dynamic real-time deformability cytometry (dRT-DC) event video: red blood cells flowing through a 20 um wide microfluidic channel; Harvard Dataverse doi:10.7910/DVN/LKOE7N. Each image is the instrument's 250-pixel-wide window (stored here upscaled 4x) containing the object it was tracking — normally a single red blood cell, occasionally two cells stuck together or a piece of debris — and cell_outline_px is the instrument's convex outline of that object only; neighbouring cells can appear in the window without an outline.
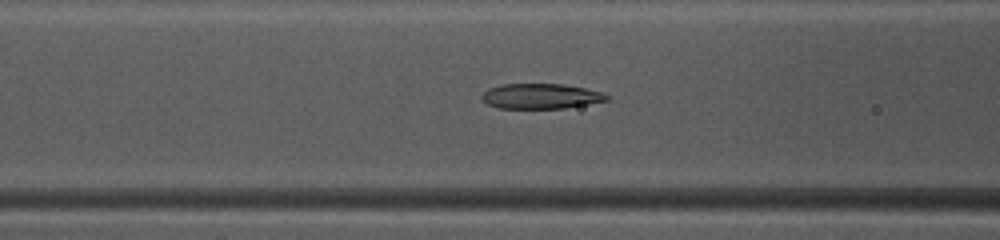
{"species": "common noctule bat (a hibernating species)", "species_latin": "Nyctalus noctula", "temperature_condition": "warm", "stored_images_in_passage": 45, "camera_frame_rate_fps": 3000, "um_per_image_px": 0.085, "animal": {"sex": "female", "body_mass_g": 10.0, "forearm_length_mm": 53.1}, "frame": {"image": 1, "passage_image": 17, "time_ms": 5.333, "image_size_px": [1000, 240], "cell_outline_px": [[608, 100], [564, 108], [500, 108], [488, 104], [480, 96], [488, 88], [500, 84], [564, 84], [584, 88], [600, 92], [608, 96]], "centroid_in_image_um": [45.93, 8.17], "position_along_channel_um": 120.7, "area_um2": 18.09}}
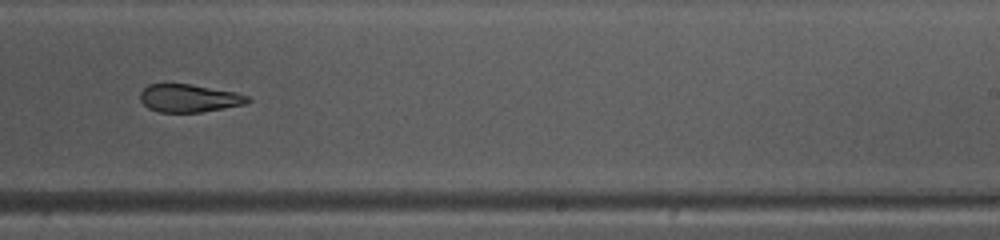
{"frame": {"image": 2, "passage_image": 28, "time_ms": 9.0, "image_size_px": [1000, 240], "cell_outline_px": [[252, 100], [244, 104], [224, 108], [200, 112], [160, 112], [148, 108], [140, 100], [140, 92], [148, 84], [192, 84], [236, 92], [248, 96]], "centroid_in_image_um": [16.07, 8.34], "position_along_channel_um": 272.9, "area_um2": 17.46}}
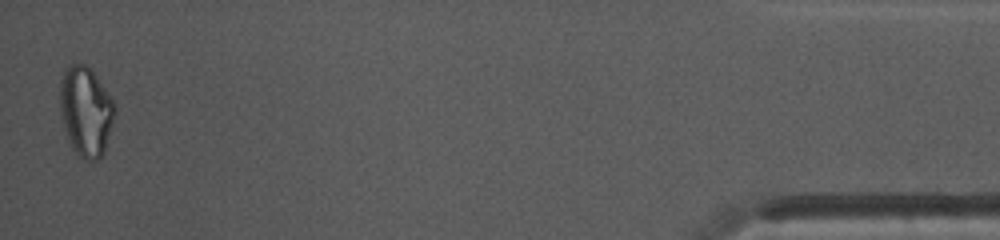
{"frame": {"image": 3, "passage_image": 45, "time_ms": 14.667, "image_size_px": [1000, 240], "cell_outline_px": [[116, 108], [104, 152], [96, 160], [84, 160], [72, 148], [68, 140], [64, 128], [60, 108], [60, 80], [64, 72], [72, 64], [84, 64], [96, 76], [116, 104]], "centroid_in_image_um": [7.29, 9.48], "position_along_channel_um": 427.9, "area_um2": 28.21}, "authors_computed_cell_mechanics": {"area_um2": 19.9988, "velocity_mm_per_s": 4.1499, "shape_relaxation_time_tau1_ms": null, "shape_relaxation_time_tau2_ms": 5.9857, "deformation_change_tau1": null, "deformation_change_tau2": 0.1373}}